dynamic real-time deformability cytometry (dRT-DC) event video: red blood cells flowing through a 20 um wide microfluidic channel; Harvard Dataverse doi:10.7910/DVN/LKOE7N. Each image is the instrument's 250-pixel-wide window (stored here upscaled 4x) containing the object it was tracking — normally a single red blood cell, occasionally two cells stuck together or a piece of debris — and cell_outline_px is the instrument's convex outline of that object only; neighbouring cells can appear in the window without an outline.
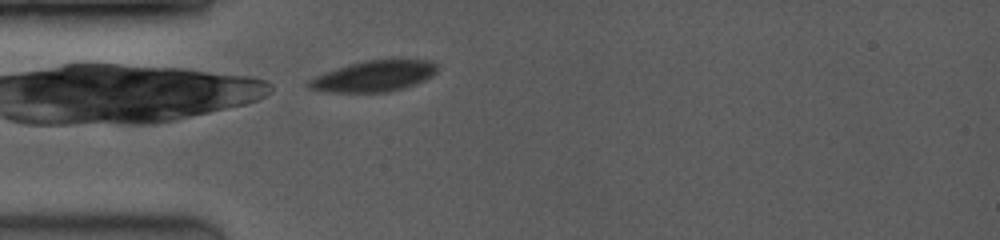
{"species": "common noctule bat (a hibernating species)", "species_latin": "Nyctalus noctula", "temperature_condition": "room temperature", "stored_images_in_passage": 57, "camera_frame_rate_fps": 3500, "um_per_image_px": 0.085, "animal": {"sex": "female", "body_mass_g": 19.0, "forearm_length_mm": 53.3}, "frame": {"image": 1, "passage_image": 1, "time_ms": 0.0, "image_size_px": [1000, 240], "cell_outline_px": [[436, 72], [432, 76], [416, 84], [404, 88], [388, 92], [324, 92], [308, 88], [304, 84], [308, 80], [316, 76], [364, 60], [432, 60], [436, 64]], "centroid_in_image_um": [31.78, 6.49], "position_along_channel_um": 53.2, "area_um2": 22.95}}
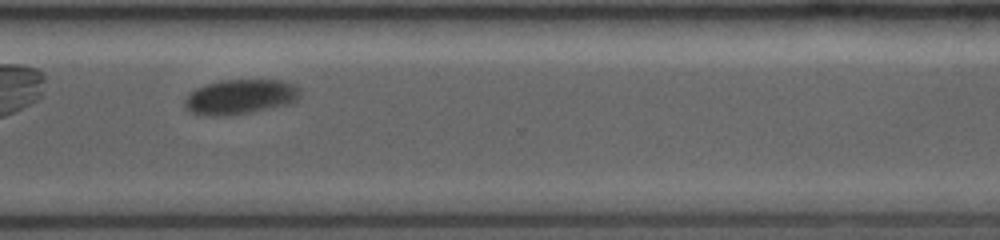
{"frame": {"image": 2, "passage_image": 40, "time_ms": 7.714, "image_size_px": [1000, 240], "cell_outline_px": [[300, 96], [292, 104], [252, 112], [224, 116], [212, 116], [192, 112], [184, 108], [184, 100], [196, 88], [220, 80], [280, 80], [296, 84], [300, 88]], "centroid_in_image_um": [20.47, 8.23], "position_along_channel_um": 350.1, "area_um2": 23.58}}
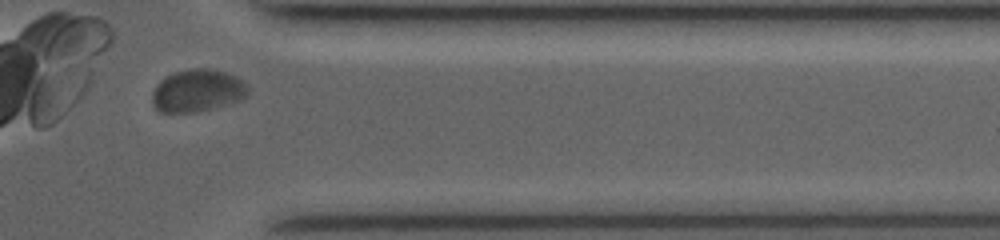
{"frame": {"image": 3, "passage_image": 45, "time_ms": 8.857, "image_size_px": [1000, 240], "cell_outline_px": [[248, 92], [240, 100], [212, 108], [196, 112], [160, 112], [152, 104], [152, 92], [156, 84], [164, 76], [172, 72], [192, 68], [212, 68], [236, 76], [248, 88]], "centroid_in_image_um": [16.72, 7.69], "position_along_channel_um": 394.7, "area_um2": 23.7}, "authors_computed_cell_mechanics": {"area_um2": 23.9292, "velocity_mm_per_s": 3.952, "shape_relaxation_time_tau1_ms": 2.3511, "shape_relaxation_time_tau2_ms": null, "deformation_change_tau1": 0.0616, "deformation_change_tau2": null}}